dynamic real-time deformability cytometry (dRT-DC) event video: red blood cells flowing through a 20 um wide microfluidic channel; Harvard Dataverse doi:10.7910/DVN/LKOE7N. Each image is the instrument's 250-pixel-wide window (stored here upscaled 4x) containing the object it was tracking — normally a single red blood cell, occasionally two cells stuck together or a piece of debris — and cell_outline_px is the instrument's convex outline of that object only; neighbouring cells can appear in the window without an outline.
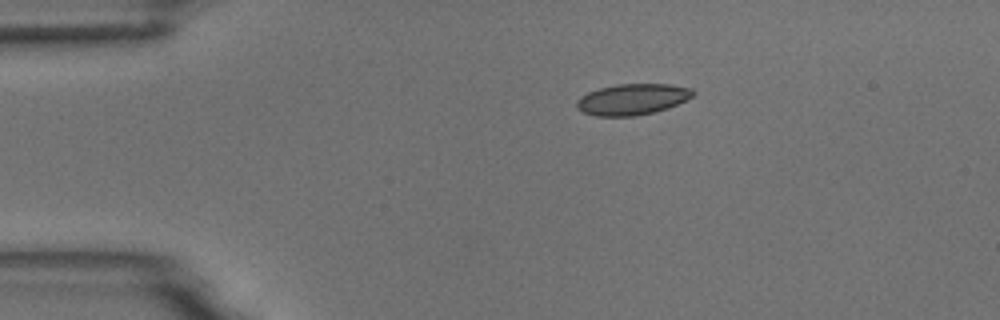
{"species": "common noctule bat (a hibernating species)", "species_latin": "Nyctalus noctula", "temperature_condition": "room temperature", "stored_images_in_passage": 45, "camera_frame_rate_fps": 3000, "um_per_image_px": 0.085, "animal": {"sex": "male", "body_mass_g": 18.8}, "frame": {"image": 1, "passage_image": 1, "time_ms": 0.0, "image_size_px": [1000, 320], "cell_outline_px": [[696, 92], [692, 96], [668, 108], [636, 116], [596, 116], [584, 112], [576, 108], [576, 100], [580, 96], [588, 92], [600, 88], [616, 84], [672, 84], [692, 88]], "centroid_in_image_um": [53.73, 8.43], "position_along_channel_um": 31.3, "area_um2": 21.04}}
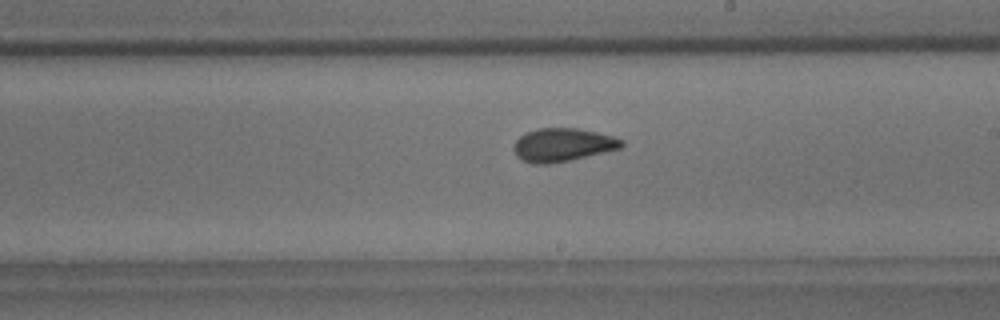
{"frame": {"image": 2, "passage_image": 22, "time_ms": 7.0, "image_size_px": [1000, 320], "cell_outline_px": [[624, 144], [620, 148], [572, 160], [548, 164], [532, 164], [516, 156], [512, 148], [516, 140], [524, 132], [540, 128], [580, 128], [612, 136], [624, 140]], "centroid_in_image_um": [47.8, 12.31], "position_along_channel_um": 241.2, "area_um2": 21.04}}
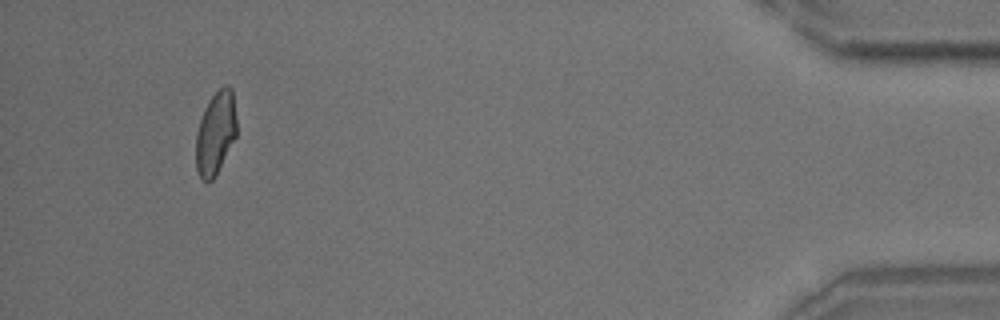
{"frame": {"image": 3, "passage_image": 42, "time_ms": 13.667, "image_size_px": [1000, 320], "cell_outline_px": [[236, 136], [212, 180], [208, 184], [200, 176], [196, 168], [196, 132], [204, 108], [208, 100], [224, 84], [228, 84], [232, 88], [236, 116]], "centroid_in_image_um": [18.32, 11.26], "position_along_channel_um": 416.9, "area_um2": 19.59}, "authors_computed_cell_mechanics": {"area_um2": 20.5768, "velocity_mm_per_s": 3.6761, "shape_relaxation_time_tau1_ms": 4.7942, "shape_relaxation_time_tau2_ms": 2.2826, "deformation_change_tau1": 0.1238, "deformation_change_tau2": 0.0558}}